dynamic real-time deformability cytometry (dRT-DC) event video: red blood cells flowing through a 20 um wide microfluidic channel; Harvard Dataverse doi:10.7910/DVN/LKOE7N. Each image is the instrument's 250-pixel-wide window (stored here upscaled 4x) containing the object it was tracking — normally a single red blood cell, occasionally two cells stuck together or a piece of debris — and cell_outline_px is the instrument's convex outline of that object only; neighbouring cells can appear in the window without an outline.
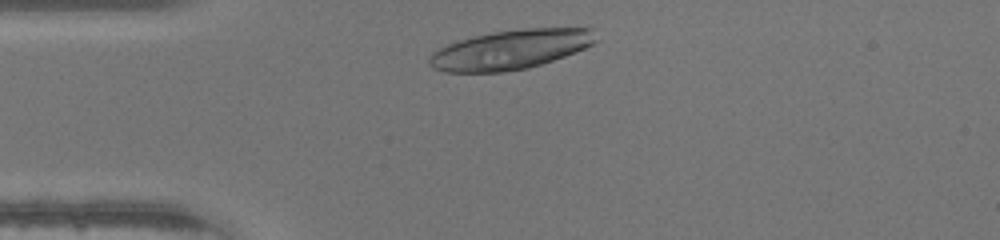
{"species": "human", "species_latin": "Homo sapiens", "temperature_condition": "warm", "stored_images_in_passage": 28, "camera_frame_rate_fps": 3000, "um_per_image_px": 0.085, "donor": {"sex": "male"}, "frame": {"image": 1, "passage_image": 2, "time_ms": 0.333, "image_size_px": [1000, 240], "cell_outline_px": [[596, 40], [592, 44], [584, 48], [564, 56], [528, 68], [504, 72], [444, 72], [432, 68], [428, 64], [428, 56], [436, 48], [472, 36], [492, 32], [524, 28], [592, 28]], "centroid_in_image_um": [43.32, 4.22], "position_along_channel_um": 41.7, "area_um2": 38.32}}
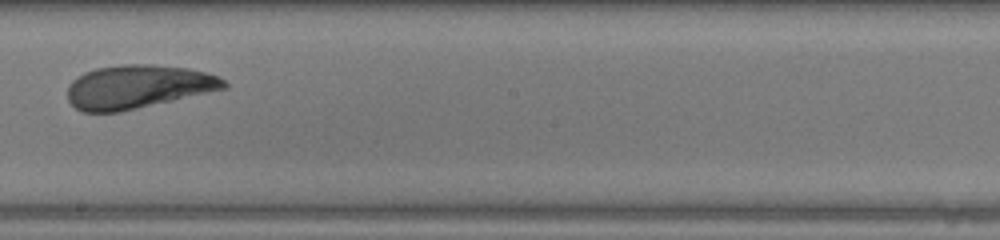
{"frame": {"image": 2, "passage_image": 17, "time_ms": 5.333, "image_size_px": [1000, 240], "cell_outline_px": [[228, 88], [120, 112], [80, 112], [68, 100], [68, 84], [72, 80], [84, 72], [96, 68], [120, 64], [148, 64], [188, 68], [208, 72], [220, 76], [228, 84]], "centroid_in_image_um": [11.73, 7.37], "position_along_channel_um": 236.5, "area_um2": 39.94}}
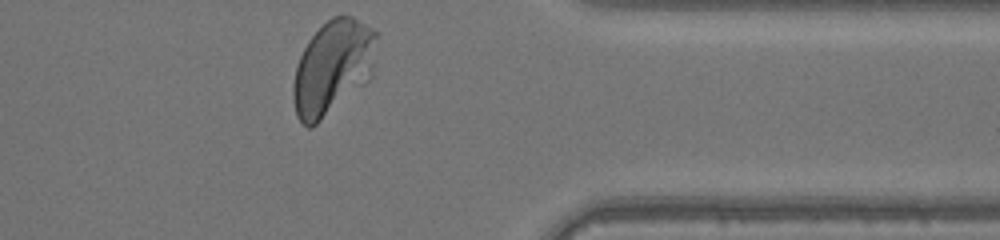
{"frame": {"image": 3, "passage_image": 28, "time_ms": 9.0, "image_size_px": [1000, 240], "cell_outline_px": [[376, 36], [372, 76], [368, 80], [312, 128], [308, 128], [296, 116], [292, 96], [292, 84], [296, 64], [308, 40], [332, 16], [352, 16], [372, 28], [376, 32]], "centroid_in_image_um": [28.24, 5.74], "position_along_channel_um": 383.2, "area_um2": 45.43}}